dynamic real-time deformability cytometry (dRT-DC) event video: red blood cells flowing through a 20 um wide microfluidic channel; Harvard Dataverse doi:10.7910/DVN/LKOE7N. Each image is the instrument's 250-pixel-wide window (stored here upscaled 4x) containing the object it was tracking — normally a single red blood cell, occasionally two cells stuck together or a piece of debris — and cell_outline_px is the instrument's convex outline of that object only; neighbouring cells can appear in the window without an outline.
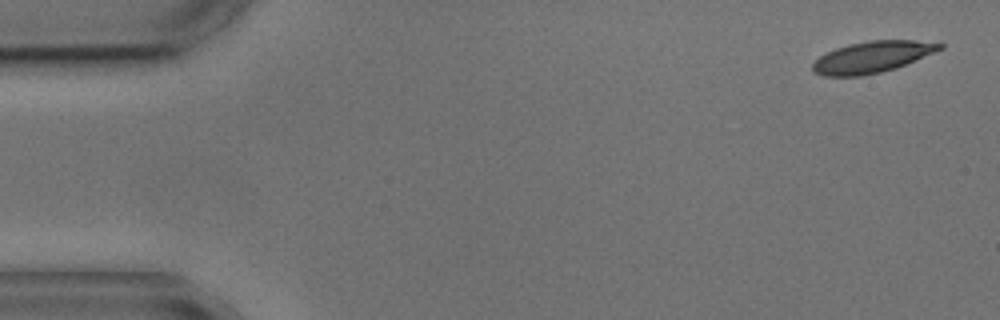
{"species": "common noctule bat (a hibernating species)", "species_latin": "Nyctalus noctula", "temperature_condition": "cold", "stored_images_in_passage": 5, "camera_frame_rate_fps": 3000, "um_per_image_px": 0.085, "animal": {"sex": "male", "body_mass_g": 17.9, "forearm_length_mm": 54.2}, "frame": {"image": 1, "passage_image": 1, "time_ms": 0.0, "image_size_px": [1000, 320], "cell_outline_px": [[944, 48], [896, 68], [880, 72], [860, 76], [824, 76], [812, 72], [812, 64], [820, 56], [836, 48], [848, 44], [868, 40], [916, 40], [944, 44]], "centroid_in_image_um": [74.12, 4.84], "position_along_channel_um": 10.9, "area_um2": 23.18}}
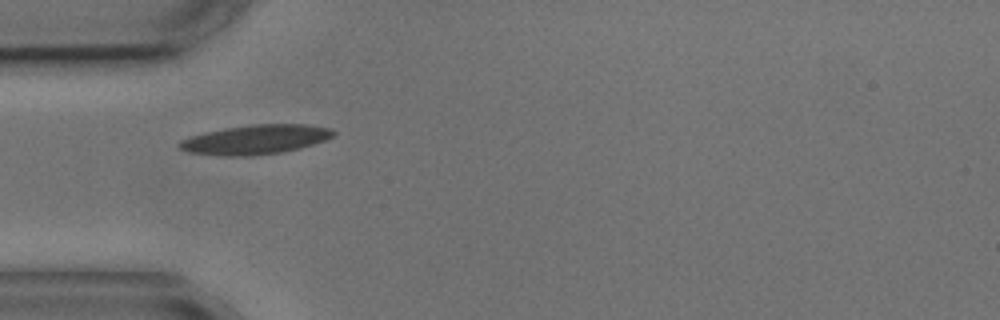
{"frame": {"image": 2, "passage_image": 4, "time_ms": 4.667, "image_size_px": [1000, 320], "cell_outline_px": [[336, 132], [332, 136], [324, 140], [312, 144], [280, 152], [256, 156], [216, 156], [188, 152], [180, 148], [176, 144], [180, 140], [188, 136], [204, 132], [224, 128], [252, 124], [304, 124], [332, 128]], "centroid_in_image_um": [21.64, 11.86], "position_along_channel_um": 63.4, "area_um2": 26.53}}